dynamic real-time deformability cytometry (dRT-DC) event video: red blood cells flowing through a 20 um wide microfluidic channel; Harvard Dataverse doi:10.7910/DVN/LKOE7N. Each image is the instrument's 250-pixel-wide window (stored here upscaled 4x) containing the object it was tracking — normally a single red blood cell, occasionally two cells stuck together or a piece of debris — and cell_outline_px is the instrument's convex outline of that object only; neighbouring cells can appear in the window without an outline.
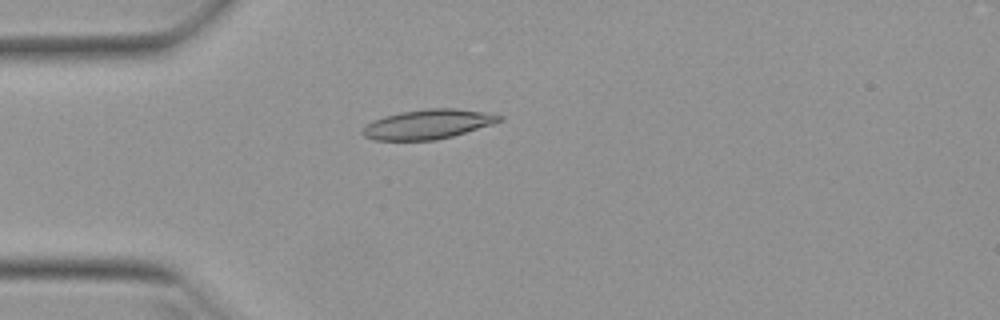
{"species": "Egyptian fruit bat (a non-hibernating species)", "species_latin": "Rousettus aegyptiacus", "temperature_condition": "warm", "stored_images_in_passage": 51, "camera_frame_rate_fps": 3000, "um_per_image_px": 0.085, "animal": {"sex": "female"}, "frame": {"image": 1, "passage_image": 14, "time_ms": 4.333, "image_size_px": [1000, 320], "cell_outline_px": [[504, 116], [500, 120], [492, 124], [452, 136], [436, 140], [372, 140], [364, 136], [360, 132], [372, 120], [384, 116], [400, 112], [428, 108], [456, 108], [484, 112]], "centroid_in_image_um": [36.34, 10.55], "position_along_channel_um": 48.7, "area_um2": 23.41}}
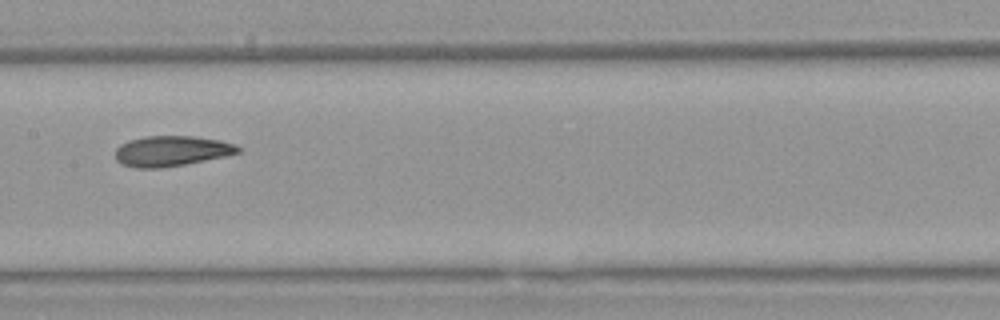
{"frame": {"image": 2, "passage_image": 26, "time_ms": 8.333, "image_size_px": [1000, 320], "cell_outline_px": [[240, 152], [224, 156], [164, 168], [136, 168], [120, 164], [116, 160], [116, 148], [120, 144], [128, 140], [144, 136], [196, 136], [220, 140], [236, 144], [240, 148]], "centroid_in_image_um": [14.54, 12.83], "position_along_channel_um": 192.9, "area_um2": 21.85}}
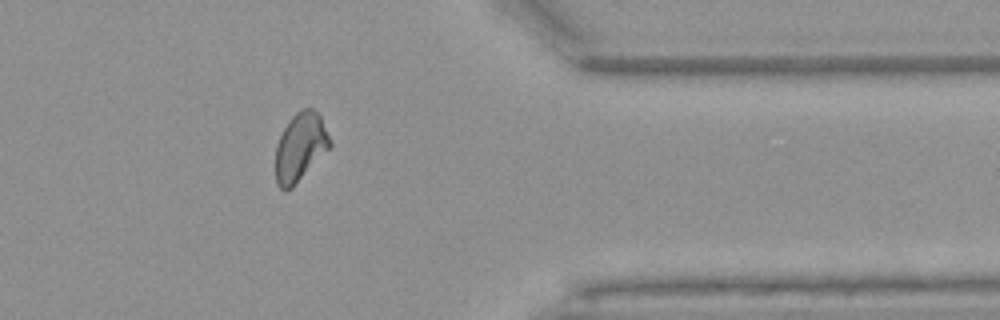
{"frame": {"image": 3, "passage_image": 42, "time_ms": 13.667, "image_size_px": [1000, 320], "cell_outline_px": [[332, 144], [292, 188], [284, 192], [276, 184], [276, 144], [288, 120], [296, 112], [304, 108], [312, 108], [320, 116]], "centroid_in_image_um": [25.49, 12.51], "position_along_channel_um": 385.9, "area_um2": 21.33}, "authors_computed_cell_mechanics": {"area_um2": 22.253, "velocity_mm_per_s": 3.9363, "shape_relaxation_time_tau1_ms": null, "shape_relaxation_time_tau2_ms": 2.5585, "deformation_change_tau1": null, "deformation_change_tau2": 0.0859}}